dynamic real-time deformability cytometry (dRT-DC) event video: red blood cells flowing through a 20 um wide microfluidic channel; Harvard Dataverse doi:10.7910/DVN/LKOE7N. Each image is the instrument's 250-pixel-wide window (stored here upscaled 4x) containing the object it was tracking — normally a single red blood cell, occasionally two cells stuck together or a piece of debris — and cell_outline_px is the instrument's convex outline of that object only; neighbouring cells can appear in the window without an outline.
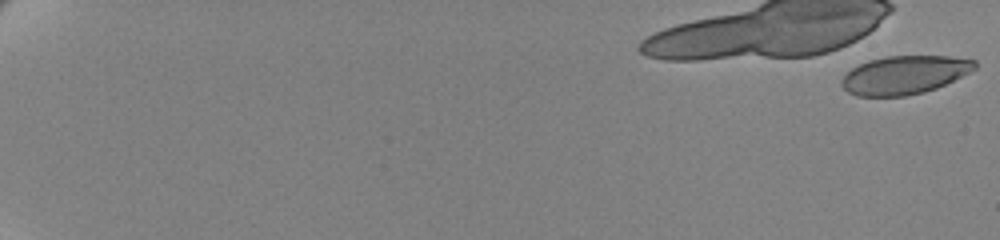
{"species": "human", "species_latin": "Homo sapiens", "temperature_condition": "cold", "stored_images_in_passage": 16, "camera_frame_rate_fps": 3000, "um_per_image_px": 0.085, "donor": {"sex": "female"}, "frame": {"image": 1, "passage_image": 1, "time_ms": 0.0, "image_size_px": [1000, 240], "cell_outline_px": [[976, 68], [936, 88], [924, 92], [904, 96], [856, 96], [848, 92], [840, 84], [840, 80], [852, 68], [868, 60], [888, 56], [948, 56], [976, 60]], "centroid_in_image_um": [76.84, 6.37], "position_along_channel_um": 8.2, "area_um2": 29.54}}